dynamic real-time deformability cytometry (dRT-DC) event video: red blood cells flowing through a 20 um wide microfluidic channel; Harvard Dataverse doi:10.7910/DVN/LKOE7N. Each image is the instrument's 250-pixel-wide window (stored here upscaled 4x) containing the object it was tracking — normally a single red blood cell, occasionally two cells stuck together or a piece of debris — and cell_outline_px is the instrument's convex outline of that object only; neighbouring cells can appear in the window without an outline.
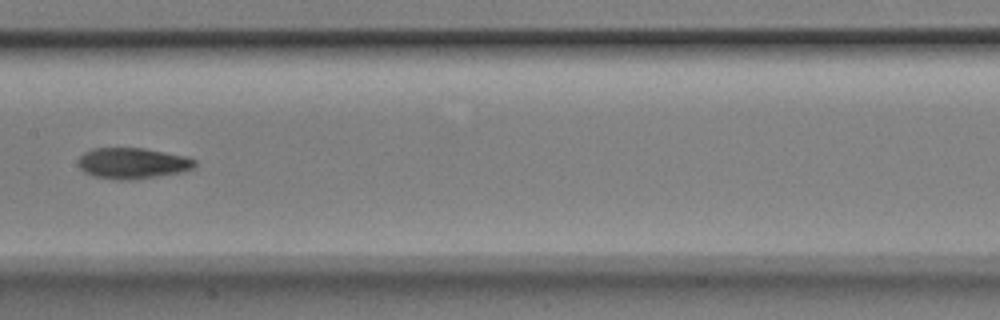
{"species": "Egyptian fruit bat (a non-hibernating species)", "species_latin": "Rousettus aegyptiacus", "temperature_condition": "room temperature", "stored_images_in_passage": 6, "camera_frame_rate_fps": 3000, "um_per_image_px": 0.085, "animal": {"sex": "male"}, "frame": {"image": 1, "passage_image": 6, "time_ms": 1.667, "image_size_px": [1000, 320], "cell_outline_px": [[196, 164], [192, 168], [180, 172], [136, 180], [116, 180], [92, 176], [84, 172], [80, 168], [80, 156], [84, 152], [92, 148], [144, 148], [184, 156], [196, 160]], "centroid_in_image_um": [11.24, 13.88], "position_along_channel_um": 196.2, "area_um2": 20.98}}